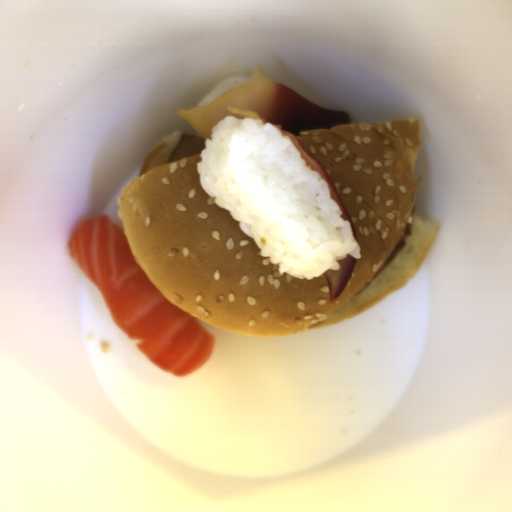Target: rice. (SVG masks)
Segmentation results:
<instances>
[{"label":"rice","mask_w":512,"mask_h":512,"mask_svg":"<svg viewBox=\"0 0 512 512\" xmlns=\"http://www.w3.org/2000/svg\"><path fill=\"white\" fill-rule=\"evenodd\" d=\"M251 76L237 75L230 78L221 80L217 83L208 94H205L199 101L197 106H202L205 103L212 102L219 97V95L227 89L245 83Z\"/></svg>","instance_id":"rice-2"},{"label":"rice","mask_w":512,"mask_h":512,"mask_svg":"<svg viewBox=\"0 0 512 512\" xmlns=\"http://www.w3.org/2000/svg\"><path fill=\"white\" fill-rule=\"evenodd\" d=\"M210 132L196 162L199 185L279 274L311 280L341 270L337 260L348 254L356 262L362 258L328 181L302 158L291 136L272 123L233 115Z\"/></svg>","instance_id":"rice-1"}]
</instances>
